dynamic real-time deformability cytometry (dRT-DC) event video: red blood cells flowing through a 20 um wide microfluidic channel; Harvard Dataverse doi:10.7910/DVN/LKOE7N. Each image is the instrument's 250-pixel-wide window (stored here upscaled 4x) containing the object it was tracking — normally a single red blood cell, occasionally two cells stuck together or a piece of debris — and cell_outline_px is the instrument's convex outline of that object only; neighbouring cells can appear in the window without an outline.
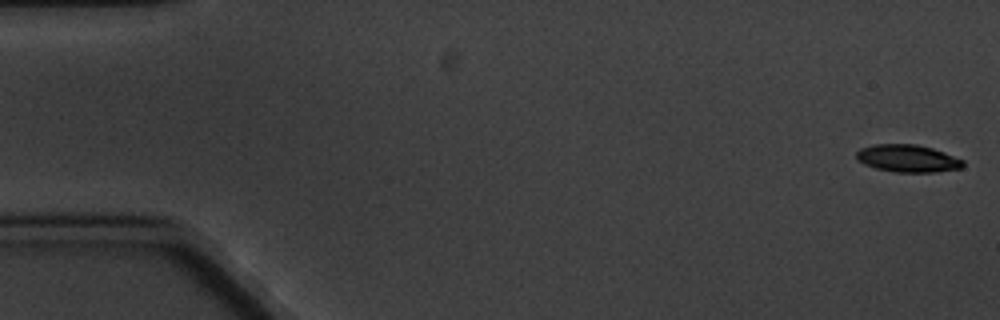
{"species": "common noctule bat (a hibernating species)", "species_latin": "Nyctalus noctula", "temperature_condition": "cold", "stored_images_in_passage": 6, "camera_frame_rate_fps": 3000, "um_per_image_px": 0.085, "animal": {"sex": "male", "body_mass_g": 20.1, "forearm_length_mm": 53.5}, "frame": {"image": 1, "passage_image": 1, "time_ms": 0.0, "image_size_px": [1000, 320], "cell_outline_px": [[964, 164], [960, 168], [936, 172], [896, 172], [876, 168], [864, 164], [856, 160], [856, 152], [860, 148], [876, 144], [916, 144], [932, 148], [944, 152], [964, 160]], "centroid_in_image_um": [77.14, 13.46], "position_along_channel_um": 7.9, "area_um2": 17.05}}